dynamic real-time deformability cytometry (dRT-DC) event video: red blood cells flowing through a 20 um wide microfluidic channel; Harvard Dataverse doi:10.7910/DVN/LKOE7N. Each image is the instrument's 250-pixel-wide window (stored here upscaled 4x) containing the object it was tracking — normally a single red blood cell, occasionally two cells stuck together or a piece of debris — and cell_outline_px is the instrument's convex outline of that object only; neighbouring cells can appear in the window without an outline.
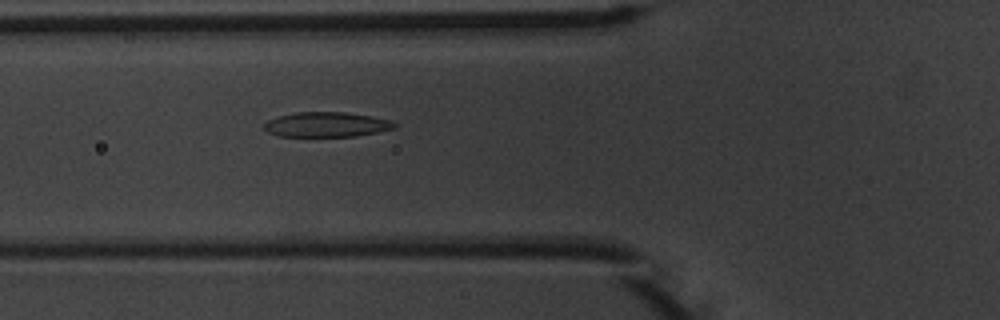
{"species": "common noctule bat (a hibernating species)", "species_latin": "Nyctalus noctula", "temperature_condition": "warm", "stored_images_in_passage": 2, "camera_frame_rate_fps": 3000, "um_per_image_px": 0.085, "animal": {"sex": "male", "body_mass_g": 20.1, "forearm_length_mm": 53.5}, "frame": {"image": 1, "passage_image": 2, "time_ms": 1.0, "image_size_px": [1000, 320], "cell_outline_px": [[396, 128], [356, 136], [280, 136], [268, 132], [264, 128], [264, 124], [268, 120], [280, 116], [296, 112], [348, 112], [372, 116], [392, 120], [396, 124]], "centroid_in_image_um": [27.79, 10.58], "position_along_channel_um": 98.0, "area_um2": 18.84}}